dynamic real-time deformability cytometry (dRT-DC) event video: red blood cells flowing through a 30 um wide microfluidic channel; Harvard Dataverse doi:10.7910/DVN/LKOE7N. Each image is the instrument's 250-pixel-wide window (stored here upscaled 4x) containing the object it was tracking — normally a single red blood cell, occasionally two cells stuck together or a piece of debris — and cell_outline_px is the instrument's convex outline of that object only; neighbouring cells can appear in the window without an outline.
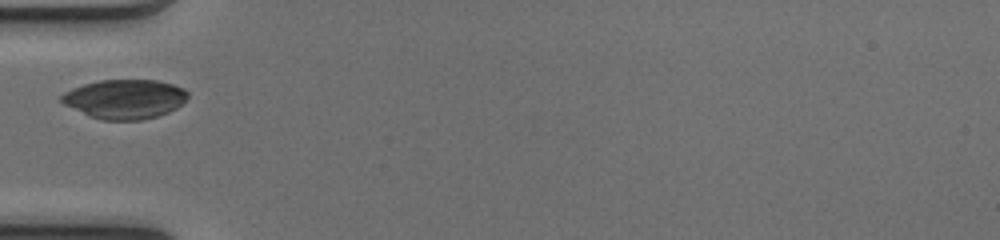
{"species": "common noctule bat (a hibernating species)", "species_latin": "Nyctalus noctula", "temperature_condition": "cold", "stored_images_in_passage": 21, "camera_frame_rate_fps": 3000, "um_per_image_px": 0.085, "animal": {"sex": "female", "body_mass_g": 17.0, "forearm_length_mm": 48.0}, "frame": {"image": 1, "passage_image": 1, "time_ms": 0.0, "image_size_px": [1000, 240], "cell_outline_px": [[188, 96], [176, 108], [168, 112], [156, 116], [140, 120], [100, 120], [64, 104], [60, 100], [60, 96], [64, 92], [72, 88], [84, 84], [100, 80], [156, 80], [172, 84], [184, 88], [188, 92]], "centroid_in_image_um": [10.6, 8.41], "position_along_channel_um": 74.4, "area_um2": 28.73}}